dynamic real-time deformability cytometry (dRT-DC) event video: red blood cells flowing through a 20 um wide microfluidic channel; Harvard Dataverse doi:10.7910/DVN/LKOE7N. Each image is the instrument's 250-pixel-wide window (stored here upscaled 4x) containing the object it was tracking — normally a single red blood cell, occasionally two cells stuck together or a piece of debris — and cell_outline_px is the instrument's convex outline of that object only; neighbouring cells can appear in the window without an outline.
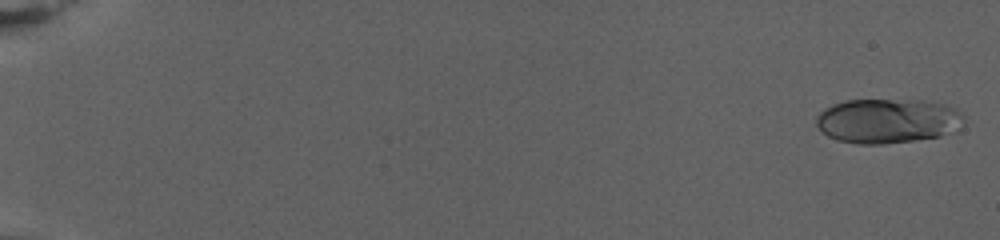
{"species": "human", "species_latin": "Homo sapiens", "temperature_condition": "warm", "stored_images_in_passage": 78, "camera_frame_rate_fps": 3000, "um_per_image_px": 0.085, "donor": {"sex": "female"}, "frame": {"image": 1, "passage_image": 1, "time_ms": 0.0, "image_size_px": [1000, 240], "cell_outline_px": [[964, 128], [960, 132], [940, 136], [884, 144], [856, 144], [836, 140], [828, 136], [816, 124], [816, 116], [824, 108], [832, 104], [844, 100], [920, 100], [944, 104], [956, 108], [964, 116]], "centroid_in_image_um": [75.5, 10.28], "position_along_channel_um": 9.5, "area_um2": 38.96}}
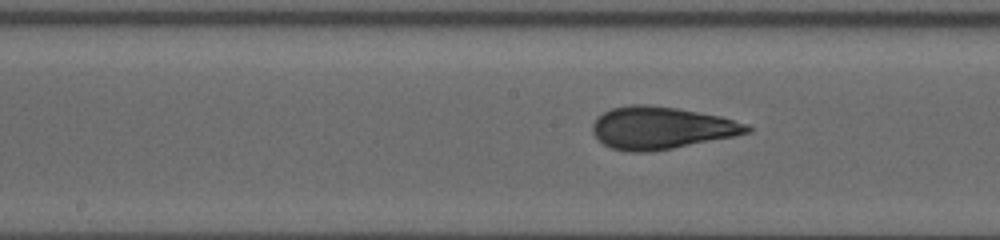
{"frame": {"image": 2, "passage_image": 43, "time_ms": 14.0, "image_size_px": [1000, 240], "cell_outline_px": [[752, 132], [736, 136], [652, 152], [628, 152], [612, 148], [604, 144], [592, 132], [592, 124], [604, 112], [612, 108], [632, 104], [648, 104], [676, 108], [720, 116], [748, 124], [752, 128]], "centroid_in_image_um": [56.23, 10.88], "position_along_channel_um": 192.0, "area_um2": 38.09}}
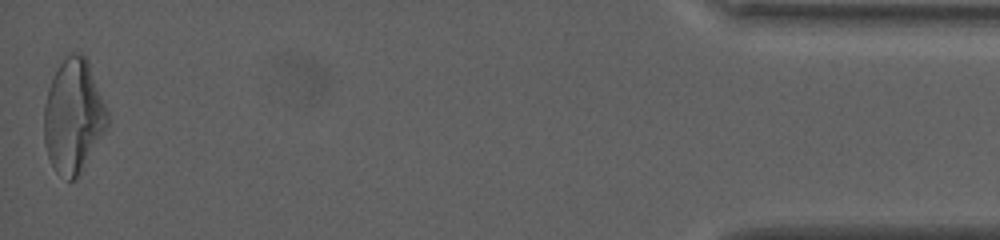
{"frame": {"image": 3, "passage_image": 78, "time_ms": 25.667, "image_size_px": [1000, 240], "cell_outline_px": [[108, 124], [104, 132], [80, 176], [72, 180], [68, 180], [56, 172], [48, 156], [44, 144], [44, 104], [48, 88], [52, 76], [60, 64], [72, 52], [80, 52], [88, 60], [108, 112]], "centroid_in_image_um": [6.23, 9.9], "position_along_channel_um": 429.0, "area_um2": 42.08}, "authors_computed_cell_mechanics": {"area_um2": 37.1654, "velocity_mm_per_s": 2.699, "shape_relaxation_time_tau1_ms": 9.178, "shape_relaxation_time_tau2_ms": 1.3385, "deformation_change_tau1": 0.2487, "deformation_change_tau2": 0.082}}